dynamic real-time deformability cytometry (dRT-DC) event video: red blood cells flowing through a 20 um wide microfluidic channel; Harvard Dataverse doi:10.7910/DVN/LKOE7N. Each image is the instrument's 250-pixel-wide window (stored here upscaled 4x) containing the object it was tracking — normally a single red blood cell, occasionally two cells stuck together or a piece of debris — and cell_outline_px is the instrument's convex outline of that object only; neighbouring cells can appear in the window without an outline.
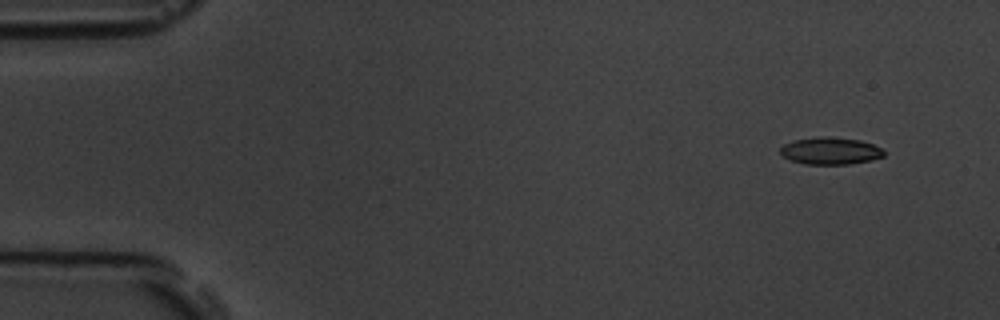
{"species": "common noctule bat (a hibernating species)", "species_latin": "Nyctalus noctula", "temperature_condition": "room temperature", "stored_images_in_passage": 7, "camera_frame_rate_fps": 3000, "um_per_image_px": 0.085, "animal": {"sex": "male", "body_mass_g": 19.5, "forearm_length_mm": 54.6}, "frame": {"image": 1, "passage_image": 2, "time_ms": 1.0, "image_size_px": [1000, 320], "cell_outline_px": [[884, 156], [872, 160], [848, 164], [804, 164], [792, 160], [784, 156], [780, 152], [780, 148], [784, 144], [792, 140], [860, 140], [872, 144], [880, 148], [884, 152]], "centroid_in_image_um": [70.6, 12.89], "position_along_channel_um": 14.4, "area_um2": 15.26}}
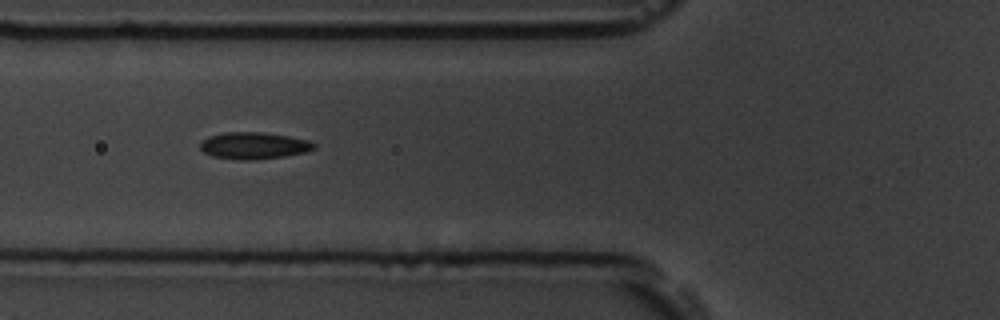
{"frame": {"image": 2, "passage_image": 6, "time_ms": 6.667, "image_size_px": [1000, 320], "cell_outline_px": [[316, 148], [304, 152], [284, 156], [248, 160], [244, 160], [212, 156], [204, 152], [200, 148], [200, 144], [208, 136], [224, 132], [264, 132], [288, 136], [308, 140], [316, 144]], "centroid_in_image_um": [21.57, 12.36], "position_along_channel_um": 104.2, "area_um2": 17.63}}
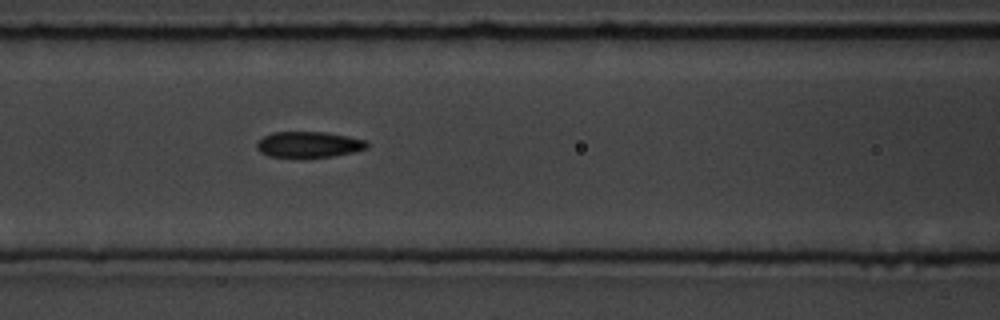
{"frame": {"image": 3, "passage_image": 7, "time_ms": 7.667, "image_size_px": [1000, 320], "cell_outline_px": [[368, 148], [352, 152], [332, 156], [268, 156], [260, 152], [256, 148], [256, 144], [264, 136], [272, 132], [328, 132], [368, 140]], "centroid_in_image_um": [26.27, 12.26], "position_along_channel_um": 140.3, "area_um2": 16.42}}